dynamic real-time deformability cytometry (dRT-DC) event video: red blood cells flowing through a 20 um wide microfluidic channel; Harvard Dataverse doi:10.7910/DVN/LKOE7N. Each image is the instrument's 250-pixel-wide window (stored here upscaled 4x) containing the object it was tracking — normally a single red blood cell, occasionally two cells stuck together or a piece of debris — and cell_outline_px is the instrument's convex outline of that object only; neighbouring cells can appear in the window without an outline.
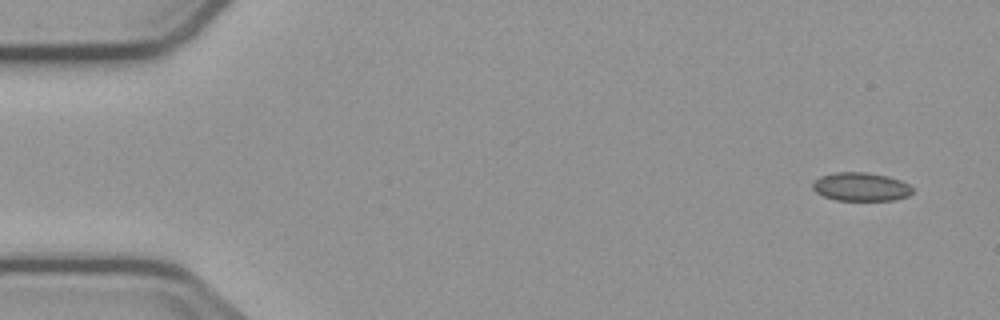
{"species": "common noctule bat (a hibernating species)", "species_latin": "Nyctalus noctula", "temperature_condition": "cold", "stored_images_in_passage": 7, "camera_frame_rate_fps": 3000, "um_per_image_px": 0.085, "animal": {"sex": "male", "body_mass_g": 23.1, "forearm_length_mm": 52.7}, "frame": {"image": 1, "passage_image": 1, "time_ms": 0.0, "image_size_px": [1000, 320], "cell_outline_px": [[912, 192], [908, 196], [896, 200], [836, 200], [824, 196], [816, 192], [812, 188], [812, 184], [820, 176], [836, 172], [864, 172], [884, 176], [900, 180], [908, 184], [912, 188]], "centroid_in_image_um": [73.16, 15.88], "position_along_channel_um": 11.8, "area_um2": 16.42}}
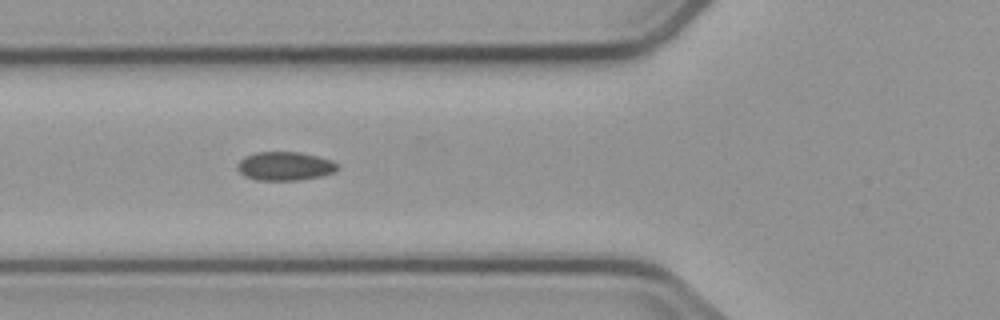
{"frame": {"image": 2, "passage_image": 6, "time_ms": 5.667, "image_size_px": [1000, 320], "cell_outline_px": [[340, 168], [336, 172], [320, 176], [300, 180], [256, 180], [244, 176], [236, 168], [236, 164], [244, 156], [256, 152], [300, 152], [332, 160], [340, 164]], "centroid_in_image_um": [24.23, 14.12], "position_along_channel_um": 101.6, "area_um2": 16.99}}
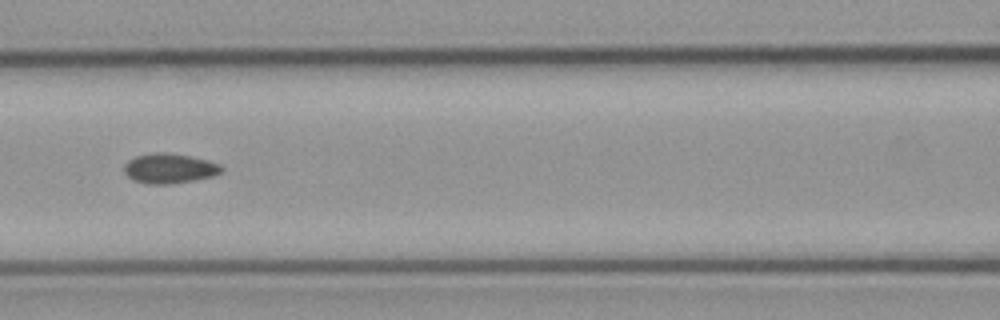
{"frame": {"image": 3, "passage_image": 7, "time_ms": 7.0, "image_size_px": [1000, 320], "cell_outline_px": [[224, 172], [212, 176], [192, 180], [168, 184], [148, 184], [132, 180], [124, 172], [124, 164], [128, 160], [136, 156], [152, 152], [164, 152], [188, 156], [208, 160], [220, 164], [224, 168]], "centroid_in_image_um": [14.39, 14.31], "position_along_channel_um": 152.2, "area_um2": 16.99}}